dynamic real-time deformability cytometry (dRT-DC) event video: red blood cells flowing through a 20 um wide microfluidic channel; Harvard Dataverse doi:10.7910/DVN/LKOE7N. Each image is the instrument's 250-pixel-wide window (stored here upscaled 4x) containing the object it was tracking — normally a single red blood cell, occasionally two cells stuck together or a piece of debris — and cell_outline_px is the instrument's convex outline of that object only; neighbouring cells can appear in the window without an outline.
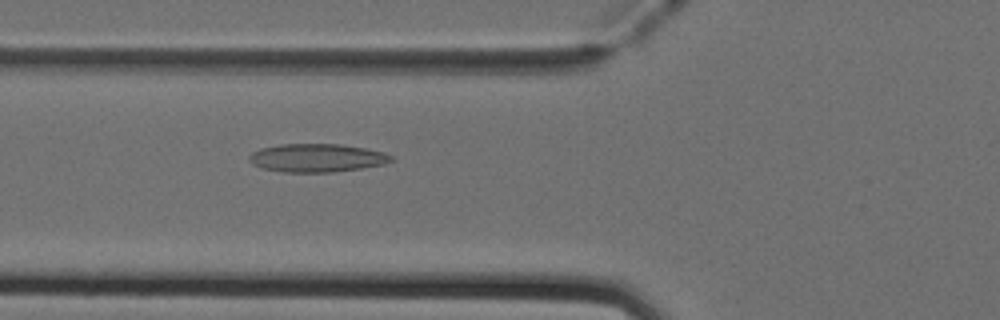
{"species": "Egyptian fruit bat (a non-hibernating species)", "species_latin": "Rousettus aegyptiacus", "temperature_condition": "cold", "stored_images_in_passage": 42, "camera_frame_rate_fps": 3000, "um_per_image_px": 0.085, "animal": {"sex": "female"}, "frame": {"image": 1, "passage_image": 10, "time_ms": 3.0, "image_size_px": [1000, 320], "cell_outline_px": [[392, 160], [384, 164], [360, 168], [332, 172], [284, 172], [260, 168], [252, 164], [248, 160], [248, 156], [252, 152], [260, 148], [280, 144], [340, 144], [364, 148], [384, 152], [392, 156]], "centroid_in_image_um": [26.88, 13.42], "position_along_channel_um": 98.9, "area_um2": 23.41}}
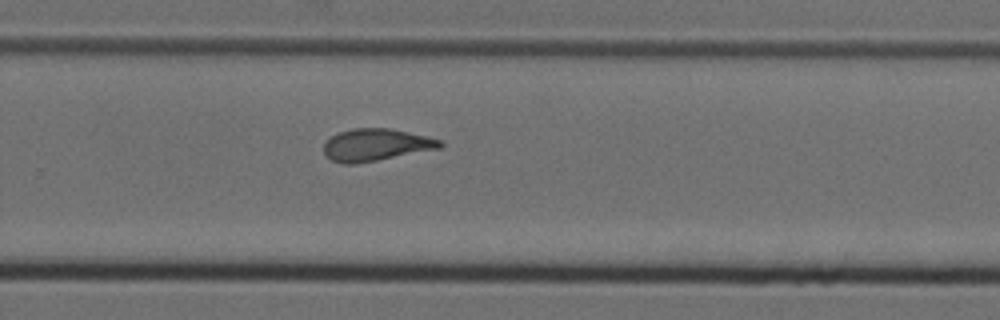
{"frame": {"image": 2, "passage_image": 25, "time_ms": 8.0, "image_size_px": [1000, 320], "cell_outline_px": [[444, 144], [440, 148], [356, 164], [340, 164], [332, 160], [324, 152], [324, 144], [332, 136], [340, 132], [352, 128], [388, 128], [428, 136], [444, 140]], "centroid_in_image_um": [31.98, 12.31], "position_along_channel_um": 297.8, "area_um2": 21.73}}
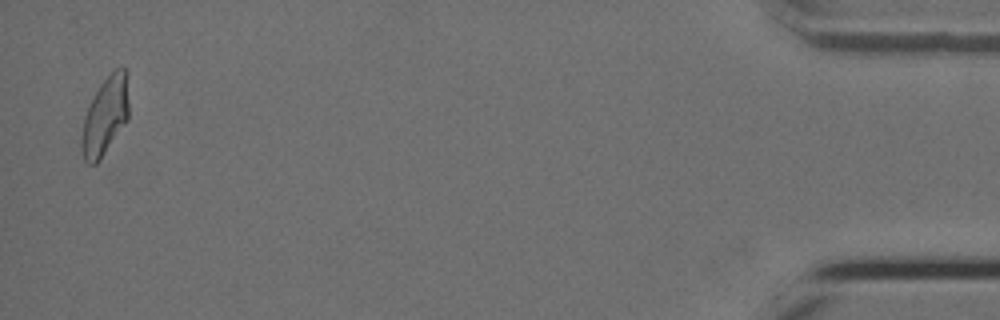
{"frame": {"image": 3, "passage_image": 41, "time_ms": 13.333, "image_size_px": [1000, 320], "cell_outline_px": [[128, 120], [100, 160], [96, 164], [88, 164], [84, 160], [80, 148], [80, 136], [84, 116], [88, 104], [100, 84], [116, 68], [124, 68], [128, 72]], "centroid_in_image_um": [8.92, 9.88], "position_along_channel_um": 426.3, "area_um2": 21.91}, "authors_computed_cell_mechanics": {"area_um2": 21.7617, "velocity_mm_per_s": 3.9916, "shape_relaxation_time_tau1_ms": null, "shape_relaxation_time_tau2_ms": 2.953, "deformation_change_tau1": null, "deformation_change_tau2": 0.1098}}